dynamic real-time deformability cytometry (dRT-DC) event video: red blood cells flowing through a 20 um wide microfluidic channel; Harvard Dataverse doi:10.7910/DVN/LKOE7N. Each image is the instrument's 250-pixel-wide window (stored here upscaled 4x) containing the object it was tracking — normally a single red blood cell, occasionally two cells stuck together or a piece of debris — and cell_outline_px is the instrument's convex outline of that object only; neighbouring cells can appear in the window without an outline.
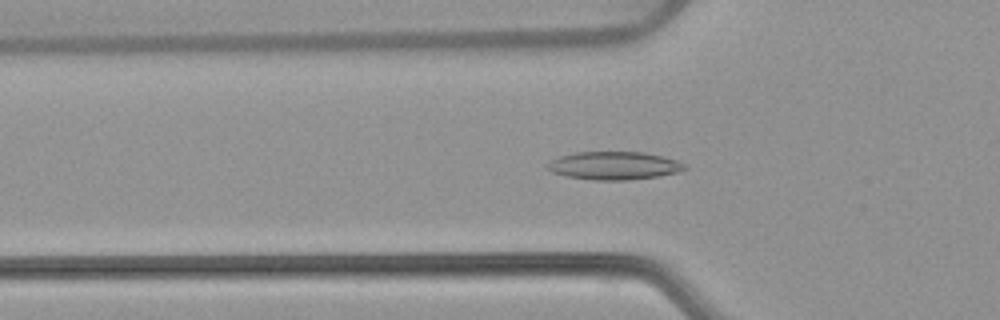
{"species": "common noctule bat (a hibernating species)", "species_latin": "Nyctalus noctula", "temperature_condition": "warm", "stored_images_in_passage": 54, "camera_frame_rate_fps": 3000, "um_per_image_px": 0.085, "animal": {"sex": "female", "body_mass_g": 22.7, "forearm_length_mm": 54.2}, "frame": {"image": 1, "passage_image": 17, "time_ms": 5.333, "image_size_px": [1000, 320], "cell_outline_px": [[688, 168], [676, 172], [660, 176], [628, 180], [592, 180], [564, 176], [552, 172], [548, 168], [548, 164], [552, 160], [560, 156], [576, 152], [644, 152], [676, 160], [688, 164]], "centroid_in_image_um": [52.22, 14.08], "position_along_channel_um": 73.6, "area_um2": 22.43}}
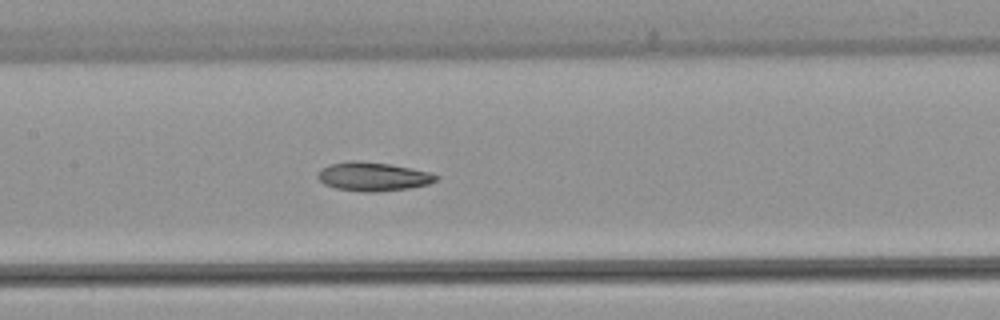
{"frame": {"image": 2, "passage_image": 25, "time_ms": 8.0, "image_size_px": [1000, 320], "cell_outline_px": [[440, 176], [436, 180], [428, 184], [408, 188], [376, 192], [364, 192], [336, 188], [324, 184], [316, 176], [320, 168], [328, 164], [348, 160], [360, 160], [388, 164], [428, 172]], "centroid_in_image_um": [31.64, 15.0], "position_along_channel_um": 175.8, "area_um2": 19.83}}
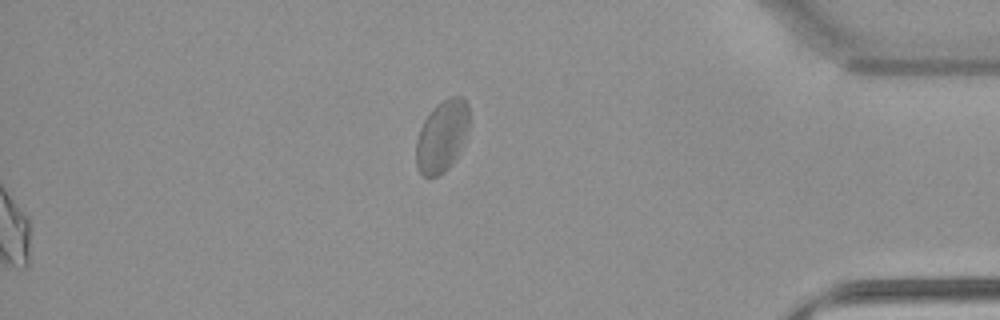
{"frame": {"image": 3, "passage_image": 54, "time_ms": 17.667, "image_size_px": [1000, 320], "cell_outline_px": [[468, 128], [460, 148], [452, 164], [444, 172], [436, 176], [424, 176], [420, 172], [416, 164], [416, 140], [420, 128], [424, 120], [432, 108], [436, 104], [448, 96], [460, 96], [468, 104]], "centroid_in_image_um": [37.54, 11.55], "position_along_channel_um": 397.7, "area_um2": 22.02}, "authors_computed_cell_mechanics": {"area_um2": 20.3456, "velocity_mm_per_s": 3.7976, "shape_relaxation_time_tau1_ms": null, "shape_relaxation_time_tau2_ms": 2.9995, "deformation_change_tau1": null, "deformation_change_tau2": 0.0851}}